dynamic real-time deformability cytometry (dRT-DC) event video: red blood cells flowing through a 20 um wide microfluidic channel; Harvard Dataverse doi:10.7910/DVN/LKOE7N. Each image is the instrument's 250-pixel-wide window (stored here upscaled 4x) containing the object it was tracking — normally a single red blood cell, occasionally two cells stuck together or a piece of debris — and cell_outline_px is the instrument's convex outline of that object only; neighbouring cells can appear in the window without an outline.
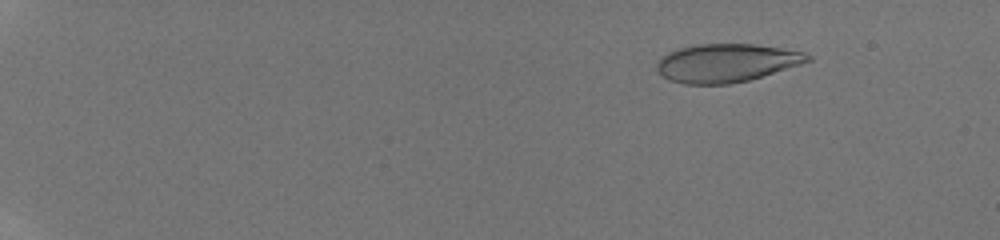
{"species": "human", "species_latin": "Homo sapiens", "temperature_condition": "room temperature", "stored_images_in_passage": 53, "camera_frame_rate_fps": 3000, "um_per_image_px": 0.085, "donor": {"sex": "male"}, "frame": {"image": 1, "passage_image": 8, "time_ms": 2.333, "image_size_px": [1000, 240], "cell_outline_px": [[812, 60], [800, 64], [748, 80], [728, 84], [684, 84], [668, 80], [656, 68], [656, 64], [660, 56], [676, 48], [700, 44], [756, 44], [804, 52], [812, 56]], "centroid_in_image_um": [61.7, 5.34], "position_along_channel_um": 23.3, "area_um2": 33.58}}
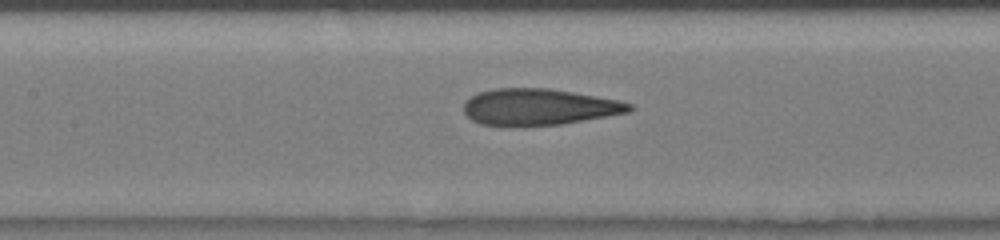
{"frame": {"image": 2, "passage_image": 29, "time_ms": 9.333, "image_size_px": [1000, 240], "cell_outline_px": [[636, 108], [628, 112], [560, 124], [524, 128], [512, 128], [480, 124], [472, 120], [464, 112], [464, 100], [480, 92], [492, 88], [548, 88], [596, 96], [616, 100], [632, 104]], "centroid_in_image_um": [45.73, 9.12], "position_along_channel_um": 161.7, "area_um2": 35.66}}
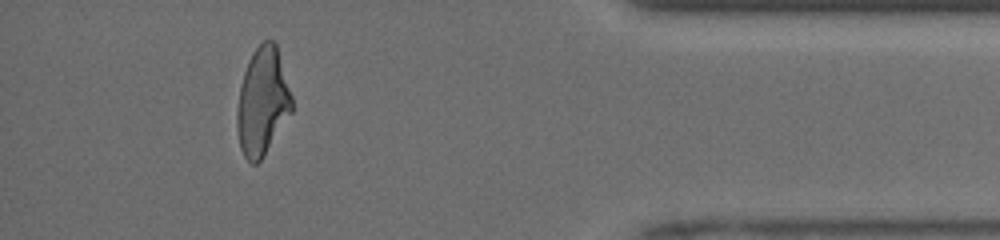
{"frame": {"image": 3, "passage_image": 49, "time_ms": 16.0, "image_size_px": [1000, 240], "cell_outline_px": [[292, 112], [264, 156], [256, 164], [252, 164], [244, 156], [240, 148], [236, 128], [236, 116], [240, 84], [248, 60], [252, 52], [264, 40], [272, 40], [276, 44], [292, 96]], "centroid_in_image_um": [22.3, 8.66], "position_along_channel_um": 412.9, "area_um2": 34.45}, "authors_computed_cell_mechanics": {"area_um2": 34.6222, "velocity_mm_per_s": 4.238, "shape_relaxation_time_tau1_ms": 4.9712, "shape_relaxation_time_tau2_ms": 1.0828, "deformation_change_tau1": 0.2086, "deformation_change_tau2": 0.1142}}